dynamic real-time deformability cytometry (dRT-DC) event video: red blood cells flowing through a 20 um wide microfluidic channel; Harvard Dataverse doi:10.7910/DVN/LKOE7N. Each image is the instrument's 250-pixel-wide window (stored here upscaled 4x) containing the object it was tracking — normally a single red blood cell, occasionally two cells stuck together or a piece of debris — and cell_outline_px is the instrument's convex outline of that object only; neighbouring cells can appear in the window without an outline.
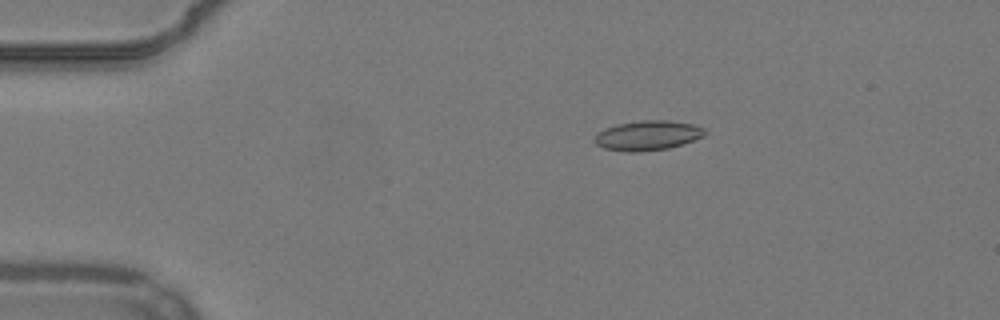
{"species": "common noctule bat (a hibernating species)", "species_latin": "Nyctalus noctula", "temperature_condition": "warm", "stored_images_in_passage": 26, "camera_frame_rate_fps": 3000, "um_per_image_px": 0.085, "animal": {"sex": "male", "body_mass_g": 19.2, "forearm_length_mm": 51.8}, "frame": {"image": 1, "passage_image": 11, "time_ms": 3.333, "image_size_px": [1000, 320], "cell_outline_px": [[708, 132], [704, 136], [668, 148], [640, 152], [624, 152], [604, 148], [596, 144], [596, 136], [604, 128], [616, 124], [640, 120], [668, 120], [692, 124], [704, 128]], "centroid_in_image_um": [55.06, 11.51], "position_along_channel_um": 29.9, "area_um2": 19.02}}
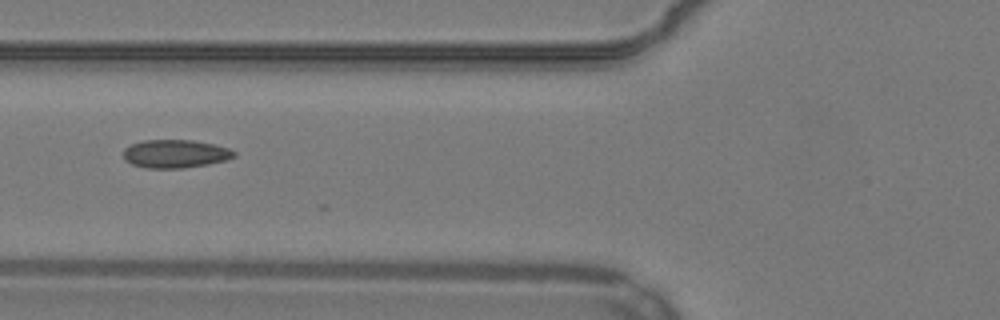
{"frame": {"image": 2, "passage_image": 22, "time_ms": 7.0, "image_size_px": [1000, 320], "cell_outline_px": [[236, 156], [228, 160], [208, 164], [184, 168], [148, 168], [132, 164], [124, 160], [124, 148], [132, 144], [144, 140], [192, 140], [212, 144], [228, 148], [236, 152]], "centroid_in_image_um": [14.91, 13.07], "position_along_channel_um": 110.9, "area_um2": 18.21}}
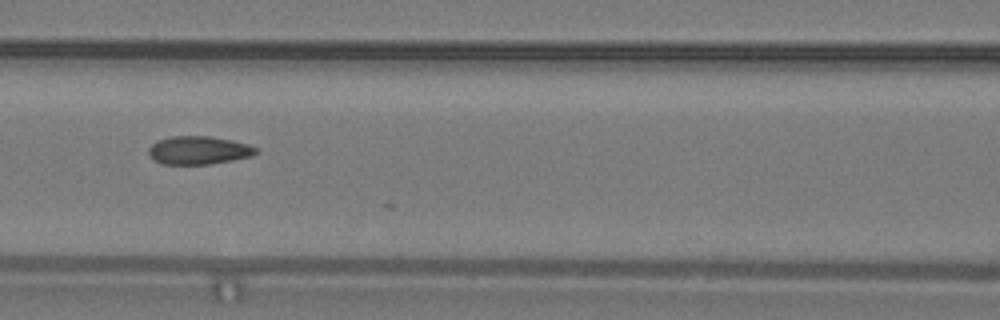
{"frame": {"image": 3, "passage_image": 25, "time_ms": 8.0, "image_size_px": [1000, 320], "cell_outline_px": [[260, 152], [252, 156], [232, 160], [208, 164], [164, 164], [156, 160], [148, 152], [148, 148], [156, 140], [172, 136], [212, 136], [232, 140], [248, 144], [260, 148]], "centroid_in_image_um": [16.94, 12.76], "position_along_channel_um": 149.7, "area_um2": 17.74}}